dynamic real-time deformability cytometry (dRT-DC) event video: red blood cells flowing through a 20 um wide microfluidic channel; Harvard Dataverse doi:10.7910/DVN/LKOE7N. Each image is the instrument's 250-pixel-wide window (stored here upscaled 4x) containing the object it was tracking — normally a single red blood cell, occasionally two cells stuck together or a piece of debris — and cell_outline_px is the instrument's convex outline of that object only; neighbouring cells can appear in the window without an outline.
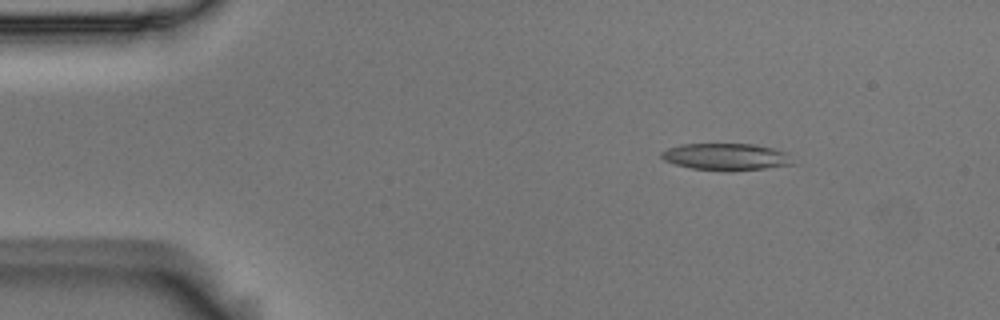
{"species": "Egyptian fruit bat (a non-hibernating species)", "species_latin": "Rousettus aegyptiacus", "temperature_condition": "room temperature", "stored_images_in_passage": 6, "camera_frame_rate_fps": 3000, "um_per_image_px": 0.085, "animal": {"sex": "male"}, "frame": {"image": 1, "passage_image": 3, "time_ms": 0.667, "image_size_px": [1000, 320], "cell_outline_px": [[796, 164], [732, 172], [728, 172], [692, 168], [676, 164], [664, 160], [660, 156], [660, 152], [668, 148], [680, 144], [756, 144], [788, 152]], "centroid_in_image_um": [61.75, 13.33], "position_along_channel_um": 23.2, "area_um2": 20.92}}
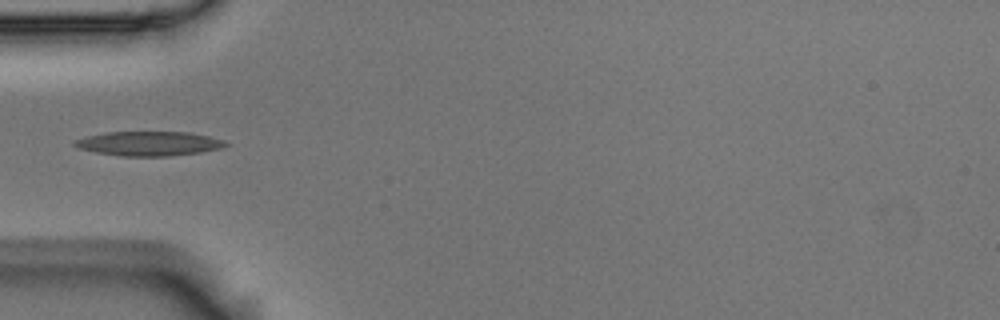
{"frame": {"image": 2, "passage_image": 6, "time_ms": 1.667, "image_size_px": [1000, 320], "cell_outline_px": [[228, 144], [224, 148], [200, 152], [168, 156], [120, 156], [96, 152], [80, 148], [72, 144], [72, 140], [88, 136], [108, 132], [188, 132], [208, 136], [224, 140]], "centroid_in_image_um": [12.66, 12.2], "position_along_channel_um": 72.3, "area_um2": 21.39}}